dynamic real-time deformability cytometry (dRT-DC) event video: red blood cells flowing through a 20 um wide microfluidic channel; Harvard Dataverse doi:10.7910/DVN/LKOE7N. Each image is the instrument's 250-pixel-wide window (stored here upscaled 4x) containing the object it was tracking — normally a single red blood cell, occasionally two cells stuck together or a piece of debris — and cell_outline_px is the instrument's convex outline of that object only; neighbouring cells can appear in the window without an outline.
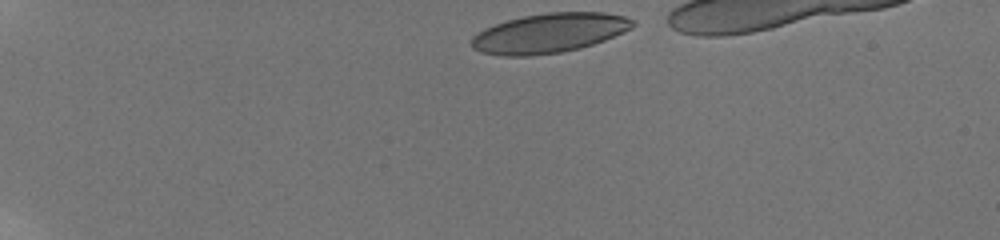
{"species": "human", "species_latin": "Homo sapiens", "temperature_condition": "room temperature", "stored_images_in_passage": 35, "camera_frame_rate_fps": 3000, "um_per_image_px": 0.085, "donor": {"sex": "male"}, "frame": {"image": 1, "passage_image": 1, "time_ms": 0.0, "image_size_px": [1000, 240], "cell_outline_px": [[636, 24], [632, 28], [604, 40], [580, 48], [560, 52], [528, 56], [500, 56], [480, 52], [472, 48], [472, 36], [484, 28], [508, 20], [524, 16], [548, 12], [604, 12], [624, 16], [636, 20]], "centroid_in_image_um": [46.69, 2.81], "position_along_channel_um": 38.3, "area_um2": 37.11}}
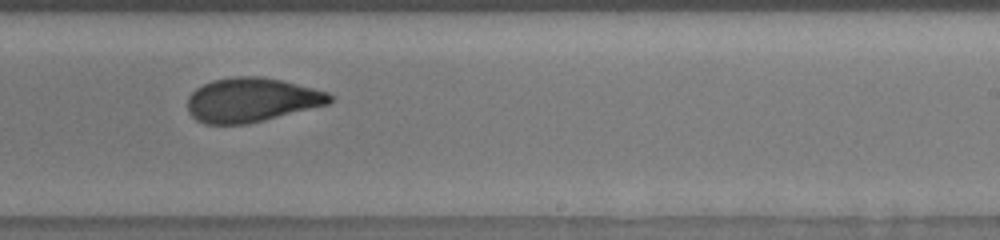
{"frame": {"image": 2, "passage_image": 20, "time_ms": 8.333, "image_size_px": [1000, 240], "cell_outline_px": [[332, 100], [328, 104], [248, 124], [204, 124], [196, 120], [188, 112], [188, 96], [196, 88], [212, 80], [236, 76], [260, 76], [280, 80], [328, 92], [332, 96]], "centroid_in_image_um": [21.34, 8.5], "position_along_channel_um": 267.7, "area_um2": 36.47}}
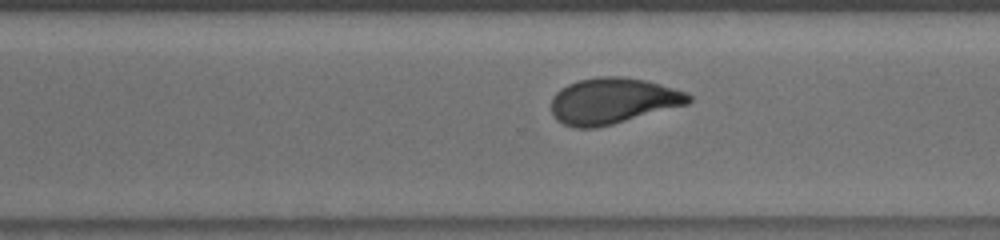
{"frame": {"image": 3, "passage_image": 24, "time_ms": 9.667, "image_size_px": [1000, 240], "cell_outline_px": [[692, 100], [688, 104], [612, 124], [596, 128], [576, 128], [564, 124], [556, 120], [552, 112], [552, 96], [560, 88], [568, 84], [580, 80], [600, 76], [620, 76], [644, 80], [660, 84], [688, 92], [692, 96]], "centroid_in_image_um": [52.09, 8.57], "position_along_channel_um": 318.5, "area_um2": 36.76}}